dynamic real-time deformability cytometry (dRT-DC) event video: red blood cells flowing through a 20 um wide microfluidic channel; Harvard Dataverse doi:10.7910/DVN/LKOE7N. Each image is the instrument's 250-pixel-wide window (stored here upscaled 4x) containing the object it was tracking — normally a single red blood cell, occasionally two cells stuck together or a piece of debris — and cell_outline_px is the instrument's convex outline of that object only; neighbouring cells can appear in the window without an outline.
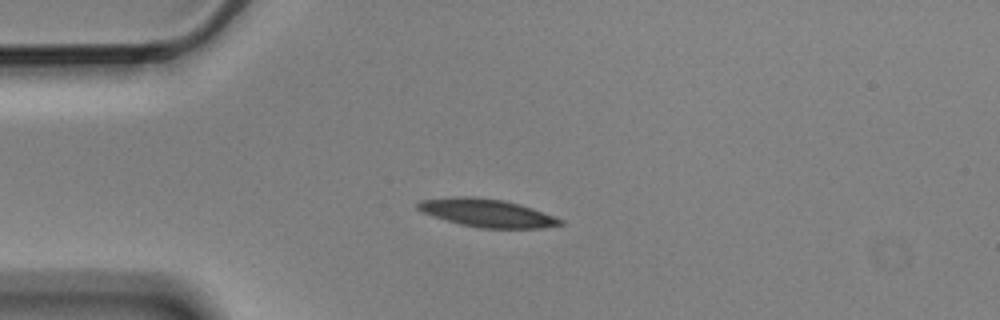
{"species": "Egyptian fruit bat (a non-hibernating species)", "species_latin": "Rousettus aegyptiacus", "temperature_condition": "cold", "stored_images_in_passage": 5, "camera_frame_rate_fps": 3000, "um_per_image_px": 0.085, "animal": {"sex": "male"}, "frame": {"image": 1, "passage_image": 2, "time_ms": 0.333, "image_size_px": [1000, 320], "cell_outline_px": [[564, 224], [540, 228], [480, 228], [460, 224], [432, 216], [420, 212], [416, 208], [416, 204], [420, 200], [452, 196], [472, 196], [504, 200], [520, 204], [532, 208], [564, 220]], "centroid_in_image_um": [41.35, 18.09], "position_along_channel_um": 43.7, "area_um2": 23.41}}
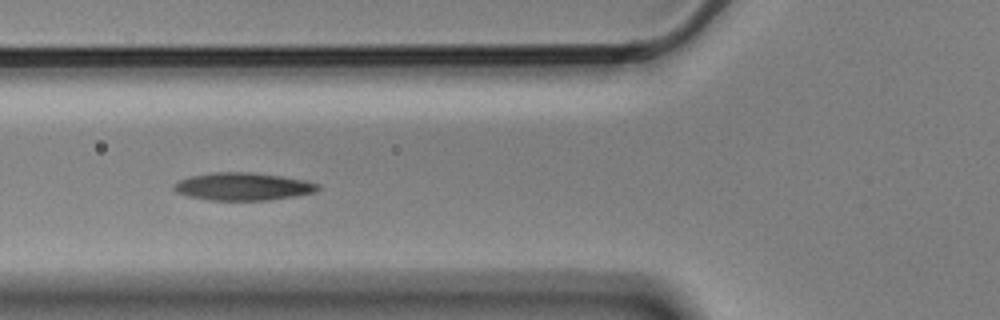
{"frame": {"image": 2, "passage_image": 4, "time_ms": 1.0, "image_size_px": [1000, 320], "cell_outline_px": [[320, 188], [312, 192], [292, 196], [268, 200], [212, 200], [188, 196], [176, 192], [172, 188], [172, 184], [180, 180], [192, 176], [216, 172], [252, 172], [280, 176], [304, 180], [320, 184]], "centroid_in_image_um": [20.62, 15.85], "position_along_channel_um": 105.2, "area_um2": 22.95}}
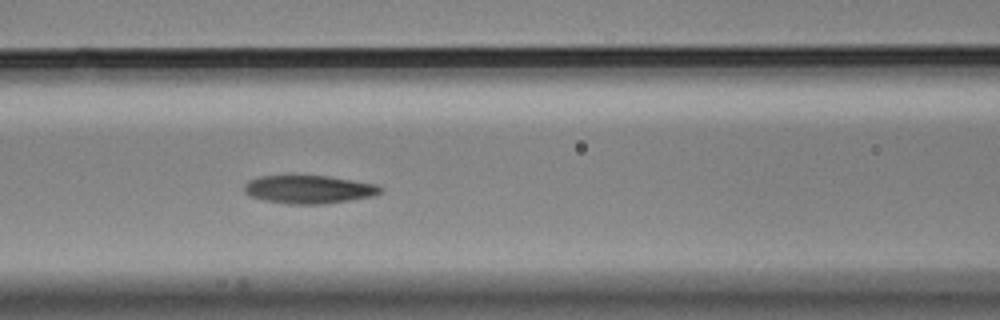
{"frame": {"image": 3, "passage_image": 5, "time_ms": 1.333, "image_size_px": [1000, 320], "cell_outline_px": [[384, 188], [380, 192], [372, 196], [348, 200], [320, 204], [288, 204], [264, 200], [252, 196], [244, 192], [244, 184], [248, 180], [260, 176], [292, 172], [328, 176], [376, 184]], "centroid_in_image_um": [26.17, 16.04], "position_along_channel_um": 140.4, "area_um2": 23.12}}